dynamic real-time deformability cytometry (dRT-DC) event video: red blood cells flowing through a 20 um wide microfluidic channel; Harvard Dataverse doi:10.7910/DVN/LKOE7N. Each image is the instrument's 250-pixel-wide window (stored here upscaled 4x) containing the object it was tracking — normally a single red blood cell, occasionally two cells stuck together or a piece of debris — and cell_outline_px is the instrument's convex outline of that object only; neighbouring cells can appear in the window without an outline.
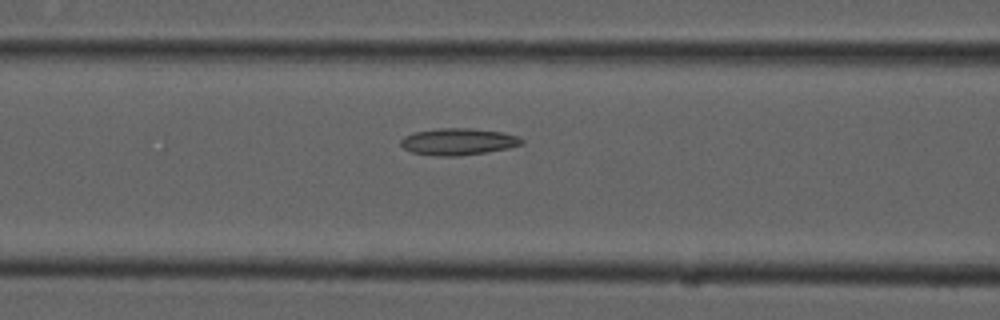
{"species": "common noctule bat (a hibernating species)", "species_latin": "Nyctalus noctula", "temperature_condition": "cold", "stored_images_in_passage": 17, "camera_frame_rate_fps": 3000, "um_per_image_px": 0.085, "animal": {"sex": "male", "forearm_length_mm": 52.5}, "frame": {"image": 1, "passage_image": 15, "time_ms": 4.667, "image_size_px": [1000, 320], "cell_outline_px": [[524, 144], [508, 148], [484, 152], [456, 156], [440, 156], [412, 152], [404, 148], [400, 144], [400, 140], [404, 136], [416, 132], [440, 128], [468, 128], [500, 132], [516, 136], [524, 140]], "centroid_in_image_um": [38.94, 12.04], "position_along_channel_um": 127.7, "area_um2": 18.55}}